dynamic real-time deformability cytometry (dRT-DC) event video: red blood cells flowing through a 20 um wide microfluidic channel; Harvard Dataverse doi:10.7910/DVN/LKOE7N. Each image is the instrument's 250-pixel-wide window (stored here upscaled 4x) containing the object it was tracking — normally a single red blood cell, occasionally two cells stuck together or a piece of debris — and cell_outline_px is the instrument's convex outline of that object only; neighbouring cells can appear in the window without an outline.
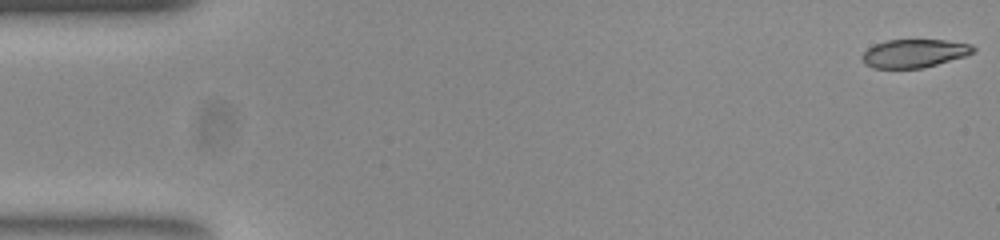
{"species": "common noctule bat (a hibernating species)", "species_latin": "Nyctalus noctula", "temperature_condition": "room temperature", "stored_images_in_passage": 53, "camera_frame_rate_fps": 3000, "um_per_image_px": 0.085, "animal": {"sex": "female", "body_mass_g": 23.0, "forearm_length_mm": 53.4}, "frame": {"image": 1, "passage_image": 1, "time_ms": 0.0, "image_size_px": [1000, 240], "cell_outline_px": [[976, 52], [964, 56], [924, 68], [872, 68], [864, 64], [864, 52], [868, 48], [876, 44], [888, 40], [944, 40], [972, 44], [976, 48]], "centroid_in_image_um": [77.75, 4.54], "position_along_channel_um": 7.2, "area_um2": 18.21}}
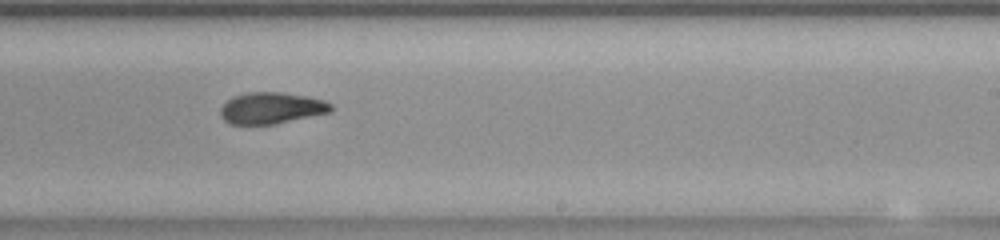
{"frame": {"image": 2, "passage_image": 32, "time_ms": 10.333, "image_size_px": [1000, 240], "cell_outline_px": [[332, 112], [276, 124], [228, 124], [220, 116], [220, 108], [232, 96], [248, 92], [280, 92], [308, 96], [324, 100], [332, 104]], "centroid_in_image_um": [23.07, 9.19], "position_along_channel_um": 265.9, "area_um2": 20.46}}
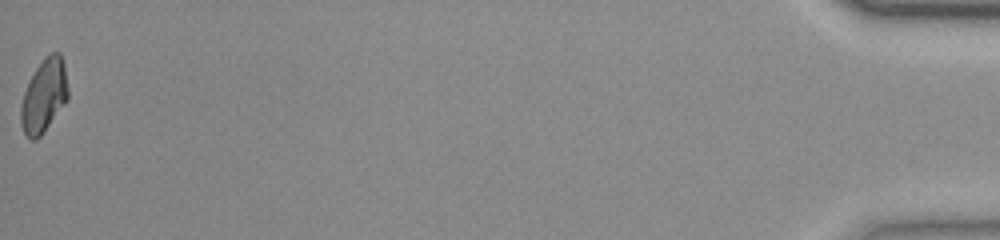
{"frame": {"image": 3, "passage_image": 53, "time_ms": 17.333, "image_size_px": [1000, 240], "cell_outline_px": [[68, 96], [44, 132], [36, 140], [32, 140], [24, 132], [20, 124], [20, 108], [24, 92], [36, 68], [44, 56], [52, 52], [60, 52], [64, 64], [68, 88]], "centroid_in_image_um": [3.72, 8.12], "position_along_channel_um": 431.5, "area_um2": 19.83}, "authors_computed_cell_mechanics": {"area_um2": 20.6346, "velocity_mm_per_s": 3.8666, "shape_relaxation_time_tau1_ms": 8.7374, "shape_relaxation_time_tau2_ms": 3.1433, "deformation_change_tau1": 0.2131, "deformation_change_tau2": 0.0786}}